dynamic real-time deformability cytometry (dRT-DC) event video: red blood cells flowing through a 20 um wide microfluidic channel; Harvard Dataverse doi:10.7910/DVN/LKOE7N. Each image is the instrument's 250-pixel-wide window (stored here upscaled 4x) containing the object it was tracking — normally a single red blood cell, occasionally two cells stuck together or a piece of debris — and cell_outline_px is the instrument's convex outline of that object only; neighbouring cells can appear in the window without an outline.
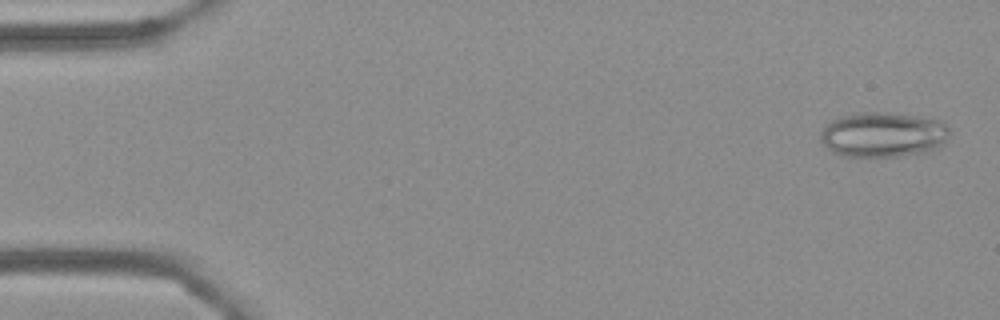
{"species": "Egyptian fruit bat (a non-hibernating species)", "species_latin": "Rousettus aegyptiacus", "temperature_condition": "cold", "stored_images_in_passage": 55, "camera_frame_rate_fps": 3000, "um_per_image_px": 0.085, "frame": {"image": 1, "passage_image": 2, "time_ms": 0.333, "image_size_px": [1000, 320], "cell_outline_px": [[948, 136], [944, 144], [936, 148], [924, 152], [900, 156], [844, 156], [832, 152], [820, 140], [820, 132], [832, 120], [844, 116], [860, 112], [888, 112], [936, 120], [944, 124], [948, 128]], "centroid_in_image_um": [75.04, 11.45], "position_along_channel_um": 10.0, "area_um2": 33.41}}
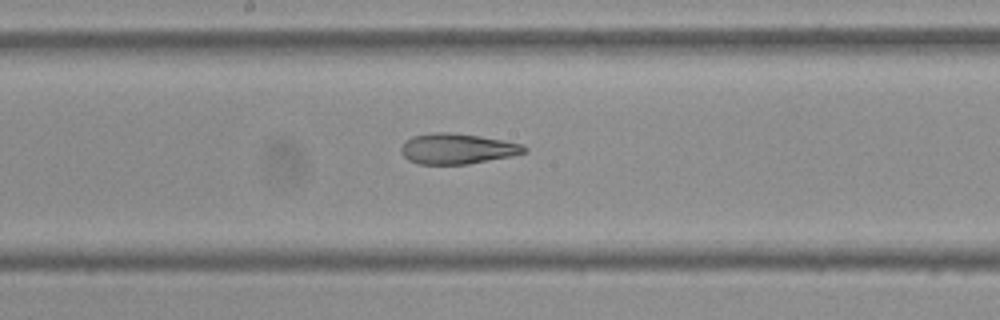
{"frame": {"image": 2, "passage_image": 29, "time_ms": 9.333, "image_size_px": [1000, 320], "cell_outline_px": [[528, 152], [512, 156], [468, 164], [420, 164], [408, 160], [400, 152], [400, 148], [404, 140], [412, 136], [436, 132], [448, 132], [480, 136], [504, 140], [524, 144], [528, 148]], "centroid_in_image_um": [38.88, 12.64], "position_along_channel_um": 209.3, "area_um2": 22.14}}
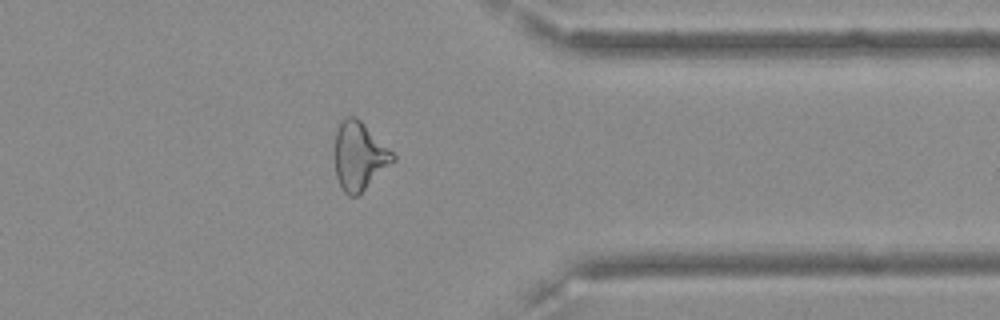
{"frame": {"image": 3, "passage_image": 44, "time_ms": 14.333, "image_size_px": [1000, 320], "cell_outline_px": [[396, 160], [356, 196], [348, 196], [340, 188], [336, 176], [332, 156], [332, 148], [336, 132], [340, 124], [348, 116], [356, 116], [396, 156]], "centroid_in_image_um": [30.47, 13.28], "position_along_channel_um": 380.9, "area_um2": 23.24}, "authors_computed_cell_mechanics": {"area_um2": 24.7384, "velocity_mm_per_s": 3.6218, "shape_relaxation_time_tau1_ms": null, "shape_relaxation_time_tau2_ms": 5.4401, "deformation_change_tau1": null, "deformation_change_tau2": 0.1495}}